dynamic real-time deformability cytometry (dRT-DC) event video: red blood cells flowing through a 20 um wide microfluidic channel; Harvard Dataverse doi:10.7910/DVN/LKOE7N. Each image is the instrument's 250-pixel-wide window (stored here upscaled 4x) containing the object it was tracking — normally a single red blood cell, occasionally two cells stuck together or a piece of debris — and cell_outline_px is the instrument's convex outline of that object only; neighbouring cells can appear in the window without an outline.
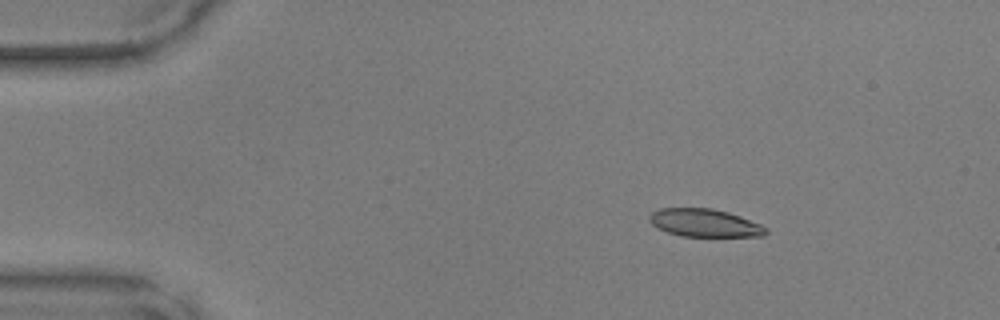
{"species": "common noctule bat (a hibernating species)", "species_latin": "Nyctalus noctula", "temperature_condition": "warm", "stored_images_in_passage": 16, "camera_frame_rate_fps": 3000, "um_per_image_px": 0.085, "animal": {"sex": "male", "body_mass_g": 17.9, "forearm_length_mm": 54.2}, "frame": {"image": 1, "passage_image": 8, "time_ms": 2.333, "image_size_px": [1000, 320], "cell_outline_px": [[768, 232], [764, 236], [680, 236], [668, 232], [652, 224], [648, 220], [648, 216], [652, 212], [660, 208], [712, 208], [728, 212], [740, 216], [760, 224], [768, 228]], "centroid_in_image_um": [59.9, 18.94], "position_along_channel_um": 25.1, "area_um2": 18.9}}
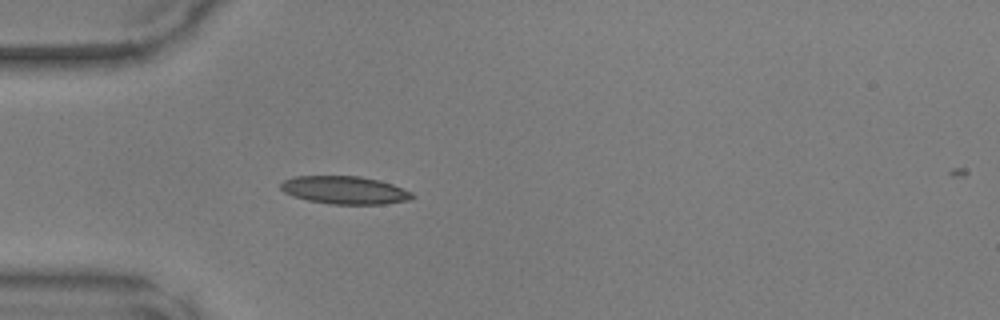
{"frame": {"image": 2, "passage_image": 15, "time_ms": 4.667, "image_size_px": [1000, 320], "cell_outline_px": [[416, 196], [408, 200], [384, 204], [332, 204], [308, 200], [292, 196], [284, 192], [280, 188], [280, 184], [284, 180], [292, 176], [360, 176], [380, 180], [392, 184], [412, 192]], "centroid_in_image_um": [29.29, 16.15], "position_along_channel_um": 55.7, "area_um2": 21.44}}